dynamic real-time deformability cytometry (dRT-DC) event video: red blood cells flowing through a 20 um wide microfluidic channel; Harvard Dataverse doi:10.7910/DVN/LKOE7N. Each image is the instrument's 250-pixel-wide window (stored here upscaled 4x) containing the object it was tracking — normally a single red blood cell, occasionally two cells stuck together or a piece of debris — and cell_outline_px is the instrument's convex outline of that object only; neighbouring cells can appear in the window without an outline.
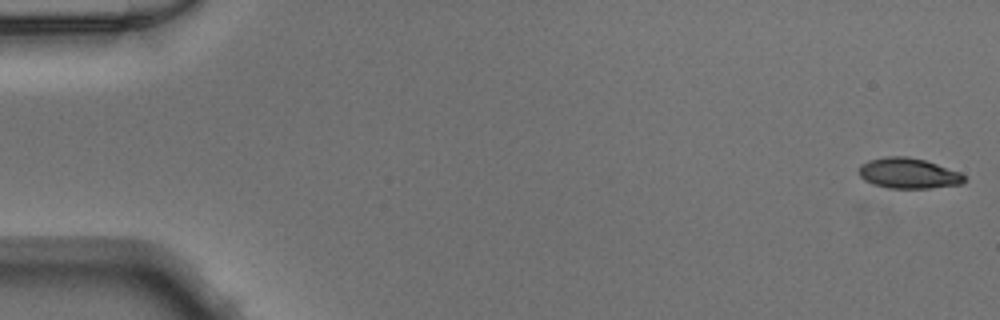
{"species": "Egyptian fruit bat (a non-hibernating species)", "species_latin": "Rousettus aegyptiacus", "temperature_condition": "warm", "stored_images_in_passage": 50, "camera_frame_rate_fps": 3000, "um_per_image_px": 0.085, "animal": {"sex": "male"}, "frame": {"image": 1, "passage_image": 1, "time_ms": 0.0, "image_size_px": [1000, 320], "cell_outline_px": [[964, 184], [932, 188], [888, 188], [872, 184], [864, 180], [860, 176], [860, 164], [868, 160], [888, 156], [908, 156], [924, 160], [960, 172], [964, 176]], "centroid_in_image_um": [77.21, 14.73], "position_along_channel_um": 7.8, "area_um2": 18.73}}
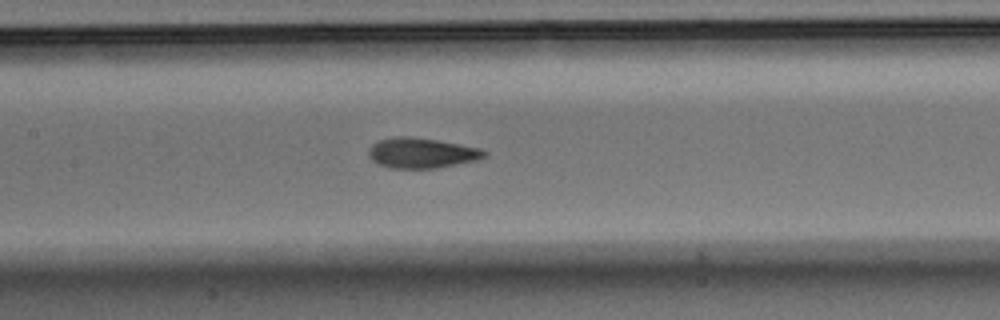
{"frame": {"image": 2, "passage_image": 24, "time_ms": 7.667, "image_size_px": [1000, 320], "cell_outline_px": [[488, 152], [484, 156], [476, 160], [436, 168], [388, 168], [376, 164], [368, 156], [368, 148], [372, 144], [380, 140], [396, 136], [408, 136], [436, 140], [480, 148]], "centroid_in_image_um": [35.77, 13.01], "position_along_channel_um": 171.6, "area_um2": 20.35}}
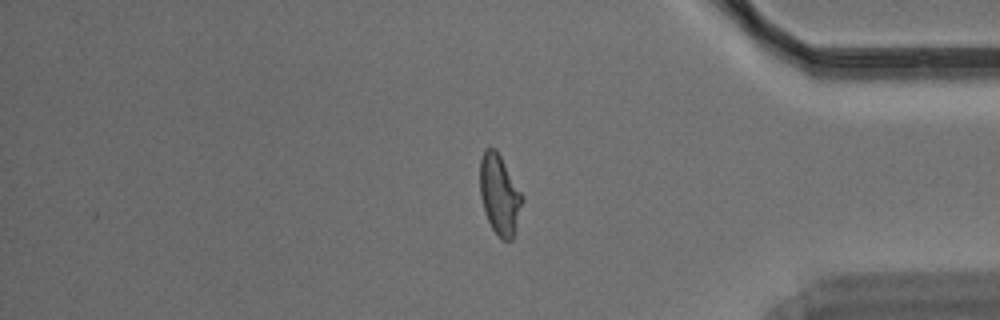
{"frame": {"image": 3, "passage_image": 42, "time_ms": 13.667, "image_size_px": [1000, 320], "cell_outline_px": [[524, 200], [516, 228], [512, 240], [504, 240], [492, 228], [484, 212], [480, 196], [480, 160], [484, 148], [496, 148], [524, 196]], "centroid_in_image_um": [42.47, 16.52], "position_along_channel_um": 392.7, "area_um2": 19.83}}